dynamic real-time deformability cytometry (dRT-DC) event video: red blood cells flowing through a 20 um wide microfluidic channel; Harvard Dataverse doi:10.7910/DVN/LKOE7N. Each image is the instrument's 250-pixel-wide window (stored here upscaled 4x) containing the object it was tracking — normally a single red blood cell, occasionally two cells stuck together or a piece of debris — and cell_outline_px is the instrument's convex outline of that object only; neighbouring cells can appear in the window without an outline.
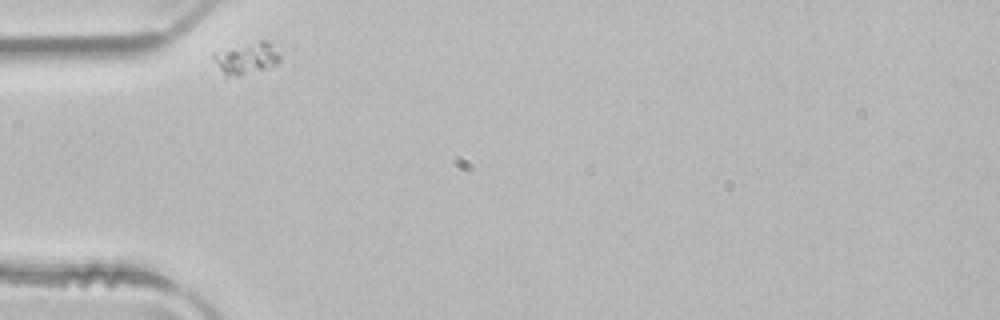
{"species": "common noctule bat (a hibernating species)", "species_latin": "Nyctalus noctula", "temperature_condition": "room temperature", "stored_images_in_passage": 4, "camera_frame_rate_fps": 3000, "um_per_image_px": 0.085, "animal": {"sex": "male", "body_mass_g": 21.5, "forearm_length_mm": 52.0}, "frame": {"image": 1, "passage_image": 1, "time_ms": 0.0, "image_size_px": [1000, 320], "cell_outline_px": [[280, 60], [276, 64], [264, 68], [236, 76], [224, 76], [212, 56], [212, 52], [260, 40], [268, 40], [280, 56]], "centroid_in_image_um": [20.92, 4.93], "position_along_channel_um": 64.1, "area_um2": 11.96}}
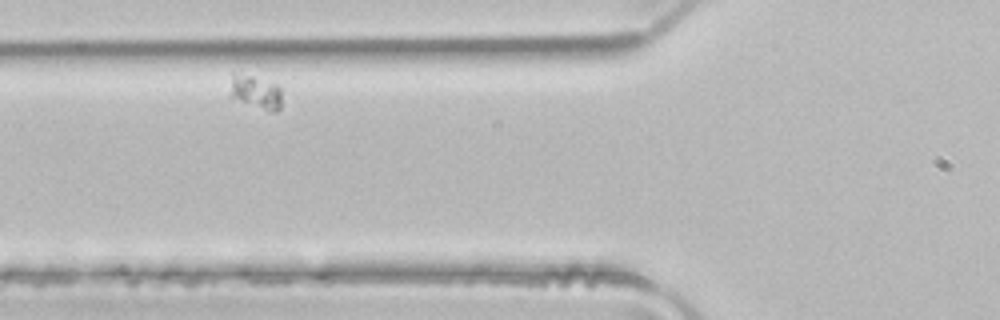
{"frame": {"image": 2, "passage_image": 2, "time_ms": 0.333, "image_size_px": [1000, 320], "cell_outline_px": [[280, 108], [276, 112], [268, 112], [228, 96], [232, 72], [252, 76], [276, 84], [280, 88]], "centroid_in_image_um": [21.69, 7.83], "position_along_channel_um": 104.1, "area_um2": 10.23}}
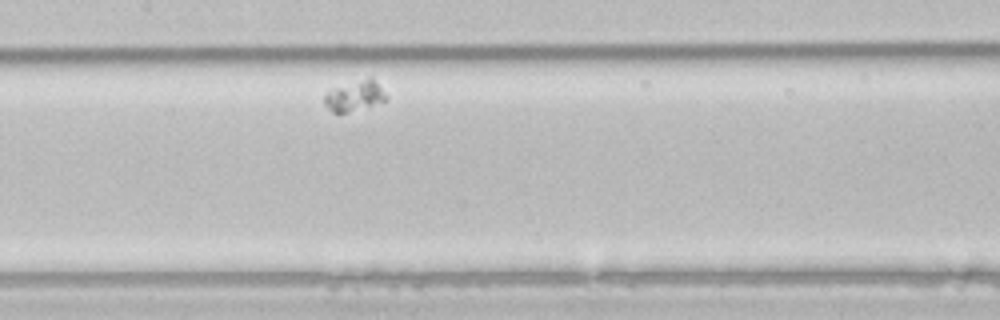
{"frame": {"image": 3, "passage_image": 4, "time_ms": 1.0, "image_size_px": [1000, 320], "cell_outline_px": [[388, 100], [348, 112], [332, 112], [324, 104], [324, 92], [332, 88], [368, 76], [372, 76], [388, 96]], "centroid_in_image_um": [30.15, 8.11], "position_along_channel_um": 177.3, "area_um2": 11.16}}